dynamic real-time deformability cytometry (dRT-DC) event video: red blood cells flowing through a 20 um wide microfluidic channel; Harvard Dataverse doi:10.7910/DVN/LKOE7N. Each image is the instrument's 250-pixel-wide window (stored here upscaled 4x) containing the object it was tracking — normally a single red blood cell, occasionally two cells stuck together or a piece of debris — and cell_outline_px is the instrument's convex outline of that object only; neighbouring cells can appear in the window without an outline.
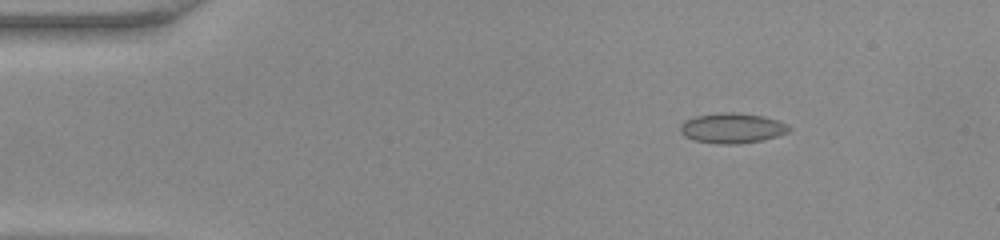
{"species": "common noctule bat (a hibernating species)", "species_latin": "Nyctalus noctula", "temperature_condition": "warm", "stored_images_in_passage": 41, "camera_frame_rate_fps": 3000, "um_per_image_px": 0.085, "animal": {"sex": "female", "body_mass_g": 22.0, "forearm_length_mm": 56.7}, "frame": {"image": 1, "passage_image": 1, "time_ms": 0.0, "image_size_px": [1000, 240], "cell_outline_px": [[768, 136], [756, 140], [700, 140], [688, 136], [684, 132], [688, 124], [692, 120], [704, 116], [752, 116], [768, 120]], "centroid_in_image_um": [61.86, 10.9], "position_along_channel_um": 23.1, "area_um2": 13.12}}
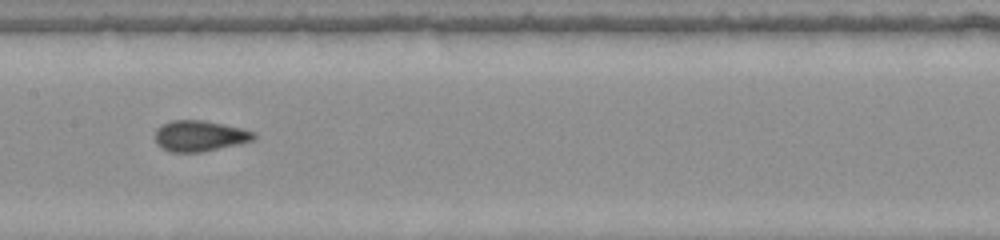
{"frame": {"image": 2, "passage_image": 18, "time_ms": 5.667, "image_size_px": [1000, 240], "cell_outline_px": [[252, 136], [244, 140], [208, 148], [168, 148], [160, 144], [160, 128], [168, 124], [212, 124], [232, 128], [248, 132]], "centroid_in_image_um": [16.95, 11.54], "position_along_channel_um": 190.4, "area_um2": 12.83}}
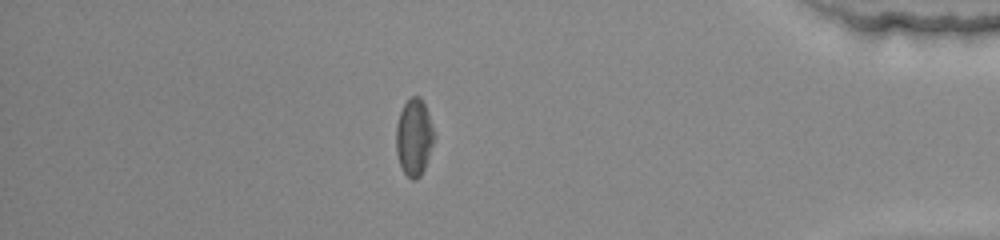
{"frame": {"image": 3, "passage_image": 35, "time_ms": 11.333, "image_size_px": [1000, 240], "cell_outline_px": [[432, 136], [424, 164], [420, 172], [416, 176], [408, 176], [400, 160], [396, 140], [396, 136], [400, 116], [408, 100], [416, 96], [420, 100], [424, 108]], "centroid_in_image_um": [35.14, 11.64], "position_along_channel_um": 400.1, "area_um2": 14.33}}